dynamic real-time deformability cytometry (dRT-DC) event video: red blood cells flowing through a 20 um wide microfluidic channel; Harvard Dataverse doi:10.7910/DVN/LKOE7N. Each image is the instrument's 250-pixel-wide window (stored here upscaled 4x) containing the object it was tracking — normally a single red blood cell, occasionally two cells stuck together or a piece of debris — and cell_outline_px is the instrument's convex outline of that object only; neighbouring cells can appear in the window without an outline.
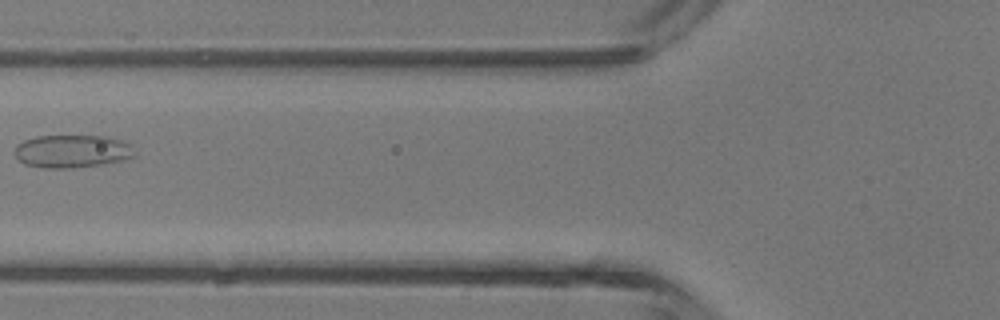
{"species": "common noctule bat (a hibernating species)", "species_latin": "Nyctalus noctula", "temperature_condition": "room temperature", "stored_images_in_passage": 3, "camera_frame_rate_fps": 3000, "um_per_image_px": 0.085, "animal": {"sex": "male", "body_mass_g": 13.3}, "frame": {"image": 1, "passage_image": 3, "time_ms": 2.333, "image_size_px": [1000, 320], "cell_outline_px": [[136, 156], [124, 160], [100, 164], [72, 168], [44, 168], [24, 164], [12, 152], [16, 144], [24, 140], [36, 136], [108, 136], [124, 140], [132, 144]], "centroid_in_image_um": [6.14, 12.85], "position_along_channel_um": 119.7, "area_um2": 23.35}}